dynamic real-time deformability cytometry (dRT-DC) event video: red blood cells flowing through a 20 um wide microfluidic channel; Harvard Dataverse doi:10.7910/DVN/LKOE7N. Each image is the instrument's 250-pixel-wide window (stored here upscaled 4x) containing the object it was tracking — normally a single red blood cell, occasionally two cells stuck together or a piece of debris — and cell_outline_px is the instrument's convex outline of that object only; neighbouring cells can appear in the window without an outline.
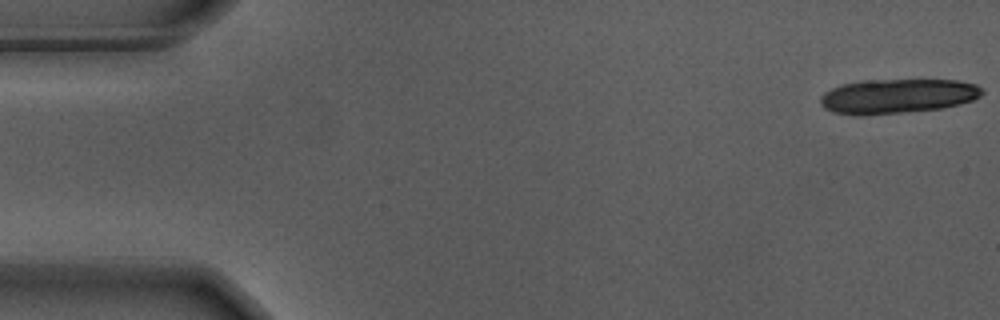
{"species": "Egyptian fruit bat (a non-hibernating species)", "species_latin": "Rousettus aegyptiacus", "temperature_condition": "warm", "stored_images_in_passage": 19, "camera_frame_rate_fps": 3000, "um_per_image_px": 0.085, "animal": {"sex": "male"}, "frame": {"image": 1, "passage_image": 1, "time_ms": 0.0, "image_size_px": [1000, 320], "cell_outline_px": [[984, 92], [980, 96], [972, 100], [960, 104], [940, 108], [864, 116], [856, 116], [832, 112], [824, 108], [820, 104], [820, 96], [824, 92], [840, 84], [864, 80], [956, 80], [976, 84], [984, 88]], "centroid_in_image_um": [76.25, 8.17], "position_along_channel_um": 8.8, "area_um2": 32.83}}